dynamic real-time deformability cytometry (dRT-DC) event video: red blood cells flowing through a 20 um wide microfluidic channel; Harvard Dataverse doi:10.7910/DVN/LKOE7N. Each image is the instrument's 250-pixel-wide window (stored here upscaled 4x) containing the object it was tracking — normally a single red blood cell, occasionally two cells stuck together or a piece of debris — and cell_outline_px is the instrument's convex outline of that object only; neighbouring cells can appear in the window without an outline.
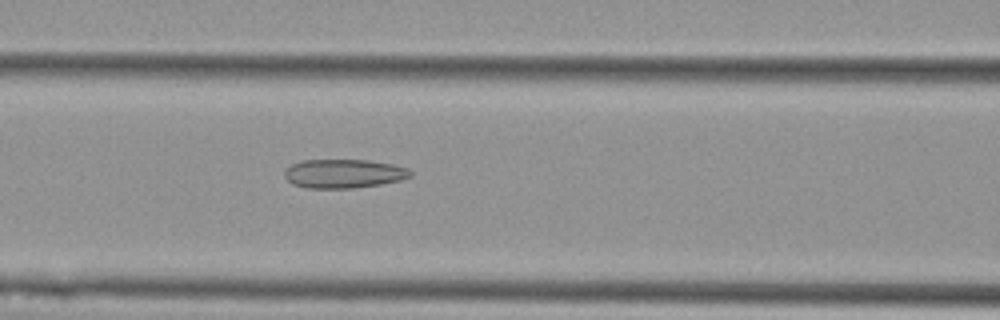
{"species": "Egyptian fruit bat (a non-hibernating species)", "species_latin": "Rousettus aegyptiacus", "temperature_condition": "cold", "stored_images_in_passage": 35, "camera_frame_rate_fps": 3000, "um_per_image_px": 0.085, "animal": {"sex": "female"}, "frame": {"image": 1, "passage_image": 7, "time_ms": 2.0, "image_size_px": [1000, 320], "cell_outline_px": [[412, 176], [400, 180], [380, 184], [352, 188], [308, 188], [292, 184], [284, 176], [284, 172], [292, 164], [304, 160], [368, 160], [392, 164], [408, 168], [412, 172]], "centroid_in_image_um": [29.23, 14.76], "position_along_channel_um": 137.4, "area_um2": 21.1}}
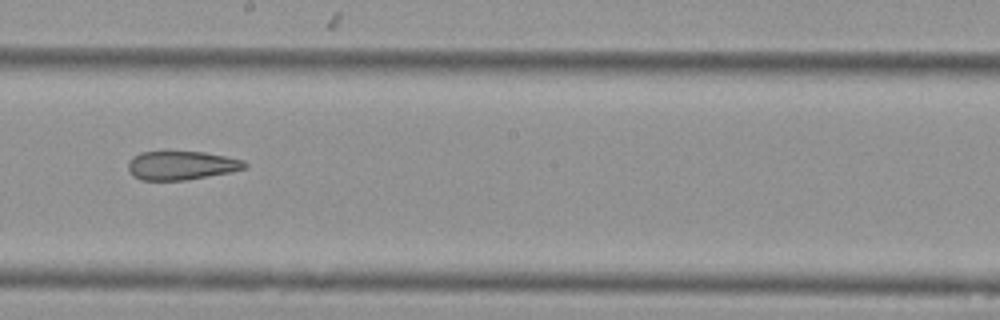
{"frame": {"image": 2, "passage_image": 15, "time_ms": 4.667, "image_size_px": [1000, 320], "cell_outline_px": [[248, 168], [232, 172], [184, 180], [140, 180], [132, 176], [128, 172], [128, 164], [132, 156], [140, 152], [204, 152], [244, 160], [248, 164]], "centroid_in_image_um": [15.42, 14.07], "position_along_channel_um": 232.8, "area_um2": 19.65}}
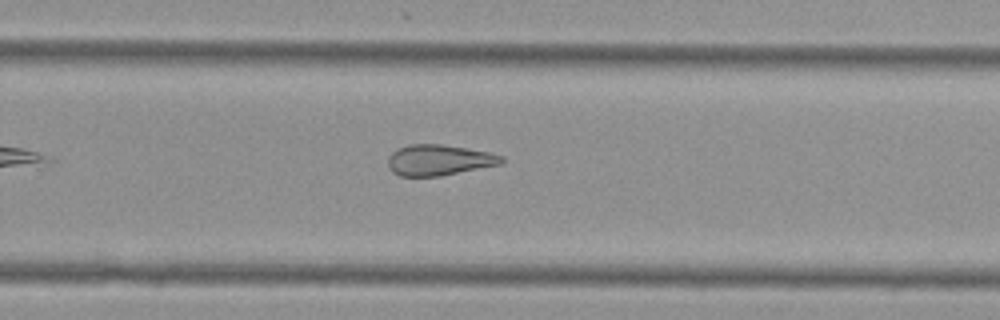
{"frame": {"image": 3, "passage_image": 20, "time_ms": 6.333, "image_size_px": [1000, 320], "cell_outline_px": [[504, 160], [500, 164], [440, 176], [400, 176], [392, 172], [388, 168], [388, 156], [396, 148], [408, 144], [440, 144], [488, 152], [504, 156]], "centroid_in_image_um": [37.26, 13.6], "position_along_channel_um": 292.5, "area_um2": 20.35}, "authors_computed_cell_mechanics": {"area_um2": 20.9814, "velocity_mm_per_s": 3.5925, "shape_relaxation_time_tau1_ms": null, "shape_relaxation_time_tau2_ms": 5.6769, "deformation_change_tau1": null, "deformation_change_tau2": 0.1633}}